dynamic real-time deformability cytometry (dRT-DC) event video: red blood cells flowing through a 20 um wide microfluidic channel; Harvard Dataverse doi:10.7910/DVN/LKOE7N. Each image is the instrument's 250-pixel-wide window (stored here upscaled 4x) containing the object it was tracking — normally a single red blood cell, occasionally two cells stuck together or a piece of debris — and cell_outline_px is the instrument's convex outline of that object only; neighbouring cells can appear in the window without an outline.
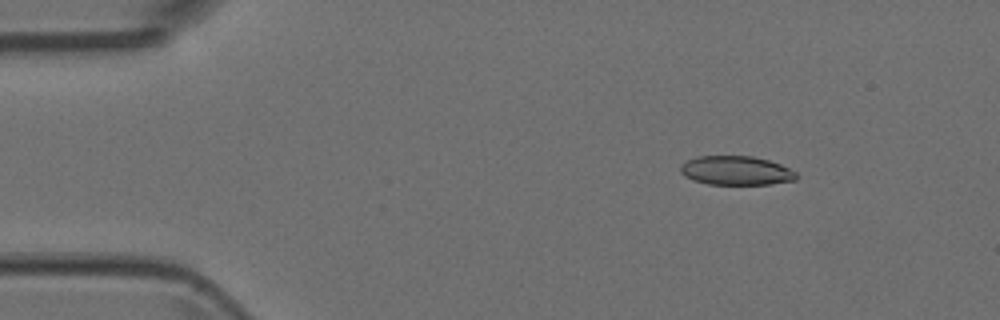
{"species": "Egyptian fruit bat (a non-hibernating species)", "species_latin": "Rousettus aegyptiacus", "temperature_condition": "room temperature", "stored_images_in_passage": 3, "camera_frame_rate_fps": 3000, "um_per_image_px": 0.085, "animal": {"sex": "female"}, "frame": {"image": 1, "passage_image": 1, "time_ms": 0.0, "image_size_px": [1000, 320], "cell_outline_px": [[796, 180], [772, 184], [708, 184], [692, 180], [684, 176], [680, 172], [680, 164], [696, 156], [752, 156], [768, 160], [780, 164], [796, 172]], "centroid_in_image_um": [62.53, 14.5], "position_along_channel_um": 22.5, "area_um2": 19.65}}